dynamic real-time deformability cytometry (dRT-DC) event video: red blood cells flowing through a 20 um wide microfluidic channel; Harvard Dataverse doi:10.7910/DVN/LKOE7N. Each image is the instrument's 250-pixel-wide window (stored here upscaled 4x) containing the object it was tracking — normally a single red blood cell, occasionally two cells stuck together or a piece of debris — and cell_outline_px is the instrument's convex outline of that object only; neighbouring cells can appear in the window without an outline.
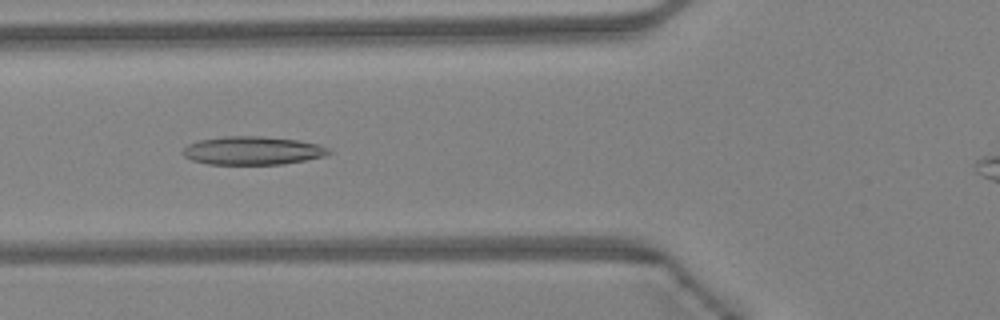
{"species": "Egyptian fruit bat (a non-hibernating species)", "species_latin": "Rousettus aegyptiacus", "temperature_condition": "warm", "stored_images_in_passage": 29, "camera_frame_rate_fps": 3000, "um_per_image_px": 0.085, "animal": {"sex": "female"}, "frame": {"image": 1, "passage_image": 4, "time_ms": 1.0, "image_size_px": [1000, 320], "cell_outline_px": [[332, 152], [324, 156], [284, 164], [208, 164], [192, 160], [184, 156], [180, 152], [188, 144], [200, 140], [224, 136], [260, 136], [296, 140], [316, 144], [328, 148]], "centroid_in_image_um": [21.43, 12.8], "position_along_channel_um": 104.4, "area_um2": 23.93}}
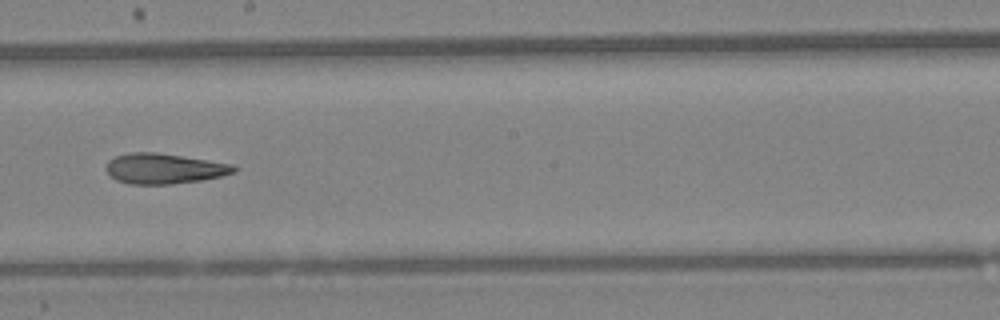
{"frame": {"image": 2, "passage_image": 13, "time_ms": 4.0, "image_size_px": [1000, 320], "cell_outline_px": [[240, 168], [236, 172], [220, 176], [200, 180], [172, 184], [128, 184], [116, 180], [108, 176], [104, 168], [108, 160], [116, 156], [132, 152], [156, 152], [232, 164]], "centroid_in_image_um": [13.9, 14.33], "position_along_channel_um": 234.3, "area_um2": 22.72}}
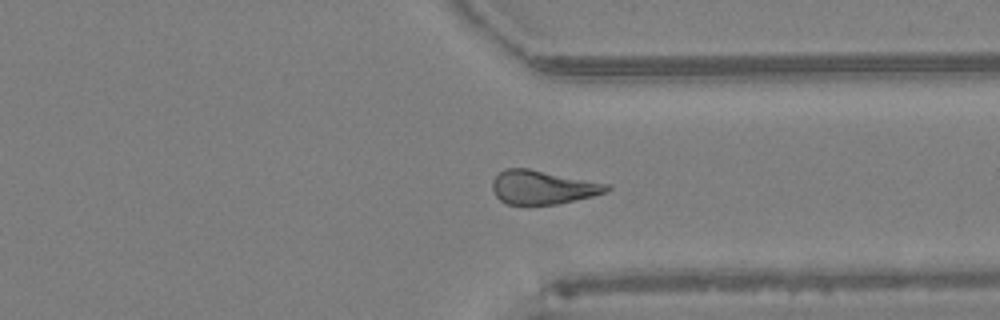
{"frame": {"image": 3, "passage_image": 22, "time_ms": 7.0, "image_size_px": [1000, 320], "cell_outline_px": [[612, 188], [604, 192], [592, 196], [556, 204], [508, 204], [500, 200], [496, 196], [492, 188], [492, 180], [504, 168], [528, 168], [612, 184]], "centroid_in_image_um": [46.14, 15.9], "position_along_channel_um": 365.3, "area_um2": 22.48}, "authors_computed_cell_mechanics": {"area_um2": 22.4842, "velocity_mm_per_s": 4.3524, "shape_relaxation_time_tau1_ms": null, "shape_relaxation_time_tau2_ms": 3.6046, "deformation_change_tau1": null, "deformation_change_tau2": 0.1246}}